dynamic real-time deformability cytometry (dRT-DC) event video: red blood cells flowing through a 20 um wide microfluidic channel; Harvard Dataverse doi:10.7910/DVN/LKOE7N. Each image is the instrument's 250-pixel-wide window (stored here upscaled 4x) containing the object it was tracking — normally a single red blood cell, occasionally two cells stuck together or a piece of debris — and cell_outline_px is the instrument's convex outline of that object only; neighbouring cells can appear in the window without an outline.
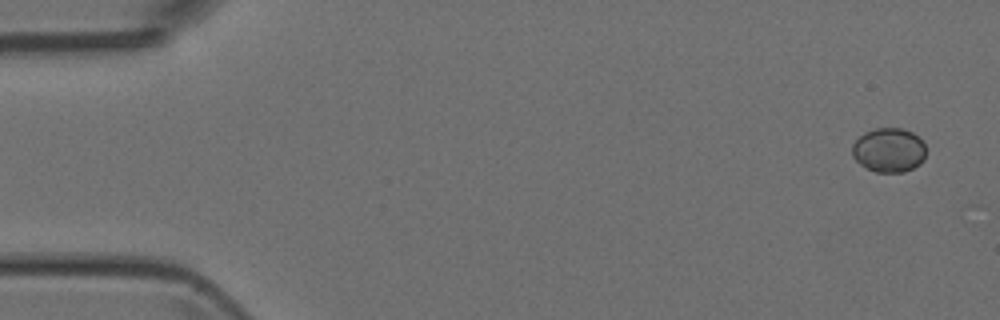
{"species": "Egyptian fruit bat (a non-hibernating species)", "species_latin": "Rousettus aegyptiacus", "temperature_condition": "room temperature", "stored_images_in_passage": 2, "camera_frame_rate_fps": 3000, "um_per_image_px": 0.085, "animal": {"sex": "female"}, "frame": {"image": 1, "passage_image": 2, "time_ms": 1.333, "image_size_px": [1000, 320], "cell_outline_px": [[924, 160], [920, 164], [904, 172], [876, 172], [860, 164], [852, 156], [852, 144], [864, 132], [876, 128], [904, 128], [912, 132], [924, 140]], "centroid_in_image_um": [75.56, 12.74], "position_along_channel_um": 9.4, "area_um2": 19.13}}